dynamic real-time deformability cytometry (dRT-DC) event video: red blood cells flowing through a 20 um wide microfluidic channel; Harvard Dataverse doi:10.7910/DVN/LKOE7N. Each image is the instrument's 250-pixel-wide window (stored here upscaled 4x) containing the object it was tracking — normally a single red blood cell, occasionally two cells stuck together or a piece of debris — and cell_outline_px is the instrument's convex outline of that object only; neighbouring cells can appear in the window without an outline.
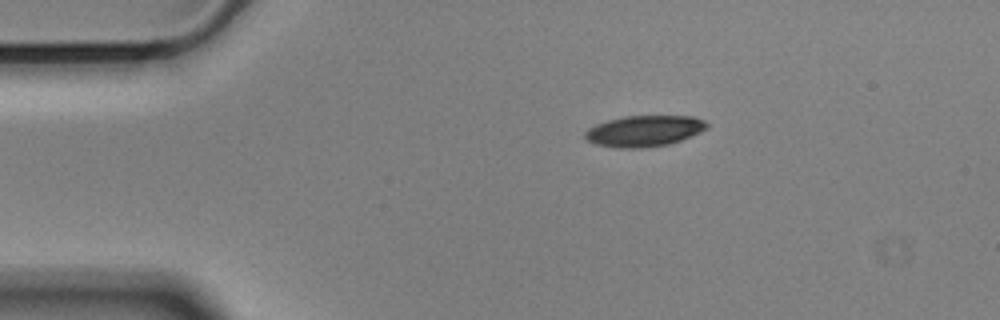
{"species": "Egyptian fruit bat (a non-hibernating species)", "species_latin": "Rousettus aegyptiacus", "temperature_condition": "cold", "stored_images_in_passage": 47, "camera_frame_rate_fps": 3000, "um_per_image_px": 0.085, "animal": {"sex": "male"}, "frame": {"image": 1, "passage_image": 1, "time_ms": 0.0, "image_size_px": [1000, 320], "cell_outline_px": [[708, 124], [700, 132], [680, 140], [668, 144], [644, 148], [616, 148], [596, 144], [588, 140], [584, 136], [584, 132], [588, 128], [596, 124], [608, 120], [624, 116], [692, 116], [704, 120]], "centroid_in_image_um": [54.72, 11.13], "position_along_channel_um": 30.3, "area_um2": 21.91}}
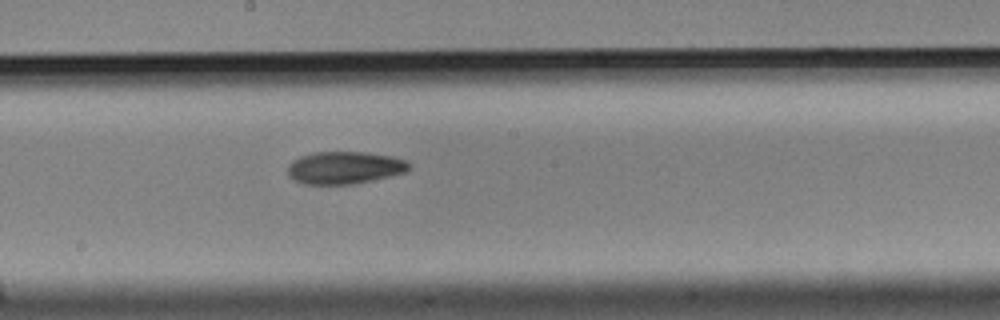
{"frame": {"image": 2, "passage_image": 21, "time_ms": 6.667, "image_size_px": [1000, 320], "cell_outline_px": [[412, 168], [408, 172], [352, 184], [304, 184], [288, 176], [288, 164], [292, 160], [300, 156], [312, 152], [364, 152], [392, 156], [408, 160], [412, 164]], "centroid_in_image_um": [29.33, 14.24], "position_along_channel_um": 218.9, "area_um2": 23.18}}
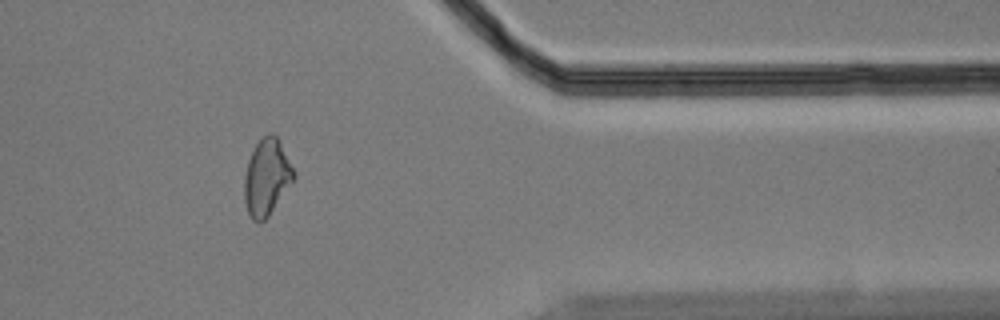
{"frame": {"image": 3, "passage_image": 37, "time_ms": 12.0, "image_size_px": [1000, 320], "cell_outline_px": [[296, 176], [292, 184], [268, 216], [260, 224], [252, 220], [248, 212], [244, 200], [244, 176], [248, 160], [256, 144], [268, 132], [272, 132], [280, 140], [296, 172]], "centroid_in_image_um": [22.69, 15.06], "position_along_channel_um": 388.7, "area_um2": 22.31}, "authors_computed_cell_mechanics": {"area_um2": 22.6576, "velocity_mm_per_s": 3.5396, "shape_relaxation_time_tau1_ms": 7.1924, "shape_relaxation_time_tau2_ms": 8.3226, "deformation_change_tau1": 0.1551, "deformation_change_tau2": 0.1328}}